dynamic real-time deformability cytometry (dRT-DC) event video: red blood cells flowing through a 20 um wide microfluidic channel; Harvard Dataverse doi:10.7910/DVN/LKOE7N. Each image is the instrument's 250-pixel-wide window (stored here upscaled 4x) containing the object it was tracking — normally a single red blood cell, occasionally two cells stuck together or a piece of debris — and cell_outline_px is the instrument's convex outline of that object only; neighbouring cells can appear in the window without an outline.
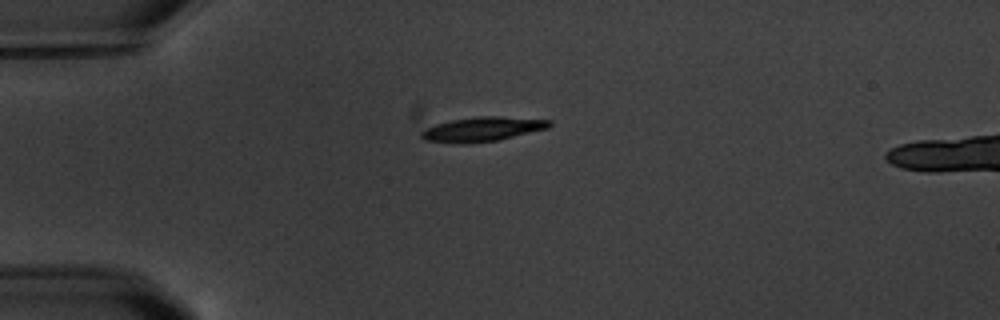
{"species": "common noctule bat (a hibernating species)", "species_latin": "Nyctalus noctula", "temperature_condition": "warm", "stored_images_in_passage": 3, "camera_frame_rate_fps": 3000, "um_per_image_px": 0.085, "animal": {"sex": "male", "body_mass_g": 20.1, "forearm_length_mm": 53.5}, "frame": {"image": 1, "passage_image": 1, "time_ms": 0.0, "image_size_px": [1000, 320], "cell_outline_px": [[552, 124], [548, 128], [496, 140], [464, 144], [460, 144], [424, 140], [420, 136], [420, 132], [424, 128], [436, 124], [452, 120], [476, 116], [500, 116], [552, 120]], "centroid_in_image_um": [40.97, 10.97], "position_along_channel_um": 44.0, "area_um2": 18.21}}